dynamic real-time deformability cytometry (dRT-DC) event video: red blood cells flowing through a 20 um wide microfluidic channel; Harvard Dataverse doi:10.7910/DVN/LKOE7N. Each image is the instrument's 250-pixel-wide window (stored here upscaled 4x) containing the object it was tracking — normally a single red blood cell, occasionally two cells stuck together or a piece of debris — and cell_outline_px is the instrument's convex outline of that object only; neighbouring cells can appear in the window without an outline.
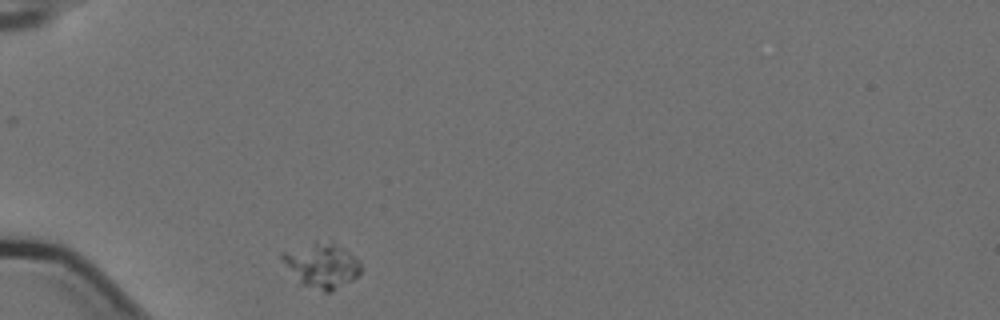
{"species": "Egyptian fruit bat (a non-hibernating species)", "species_latin": "Rousettus aegyptiacus", "temperature_condition": "cold", "stored_images_in_passage": 1, "camera_frame_rate_fps": 3000, "um_per_image_px": 0.085, "animal": {"sex": "female"}, "frame": {"image": 1, "passage_image": 1, "time_ms": 0.0, "image_size_px": [1000, 320], "cell_outline_px": [[360, 272], [352, 280], [332, 292], [324, 292], [296, 284], [280, 256], [280, 252], [316, 240], [332, 240], [344, 248], [360, 260]], "centroid_in_image_um": [27.3, 22.55], "position_along_channel_um": 57.7, "area_um2": 21.39}}